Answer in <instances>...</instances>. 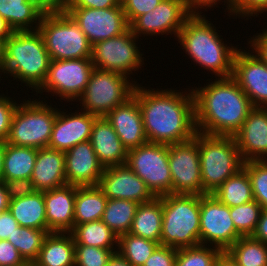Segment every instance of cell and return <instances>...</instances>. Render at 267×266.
Wrapping results in <instances>:
<instances>
[{"label":"cell","mask_w":267,"mask_h":266,"mask_svg":"<svg viewBox=\"0 0 267 266\" xmlns=\"http://www.w3.org/2000/svg\"><path fill=\"white\" fill-rule=\"evenodd\" d=\"M192 92L197 132L203 134L233 137L254 108L232 76Z\"/></svg>","instance_id":"7a4b0ae2"},{"label":"cell","mask_w":267,"mask_h":266,"mask_svg":"<svg viewBox=\"0 0 267 266\" xmlns=\"http://www.w3.org/2000/svg\"><path fill=\"white\" fill-rule=\"evenodd\" d=\"M262 210L261 205L255 200L243 205L230 207L232 221L237 232L242 237L252 236L260 220Z\"/></svg>","instance_id":"74e56055"},{"label":"cell","mask_w":267,"mask_h":266,"mask_svg":"<svg viewBox=\"0 0 267 266\" xmlns=\"http://www.w3.org/2000/svg\"><path fill=\"white\" fill-rule=\"evenodd\" d=\"M13 32V29L9 26L7 21L0 15V39L6 41Z\"/></svg>","instance_id":"680465c9"},{"label":"cell","mask_w":267,"mask_h":266,"mask_svg":"<svg viewBox=\"0 0 267 266\" xmlns=\"http://www.w3.org/2000/svg\"><path fill=\"white\" fill-rule=\"evenodd\" d=\"M211 194L228 207L243 205L254 200L248 173L243 168Z\"/></svg>","instance_id":"1f68e13d"},{"label":"cell","mask_w":267,"mask_h":266,"mask_svg":"<svg viewBox=\"0 0 267 266\" xmlns=\"http://www.w3.org/2000/svg\"><path fill=\"white\" fill-rule=\"evenodd\" d=\"M172 194L203 195L198 132L184 142L168 145Z\"/></svg>","instance_id":"8fae6325"},{"label":"cell","mask_w":267,"mask_h":266,"mask_svg":"<svg viewBox=\"0 0 267 266\" xmlns=\"http://www.w3.org/2000/svg\"><path fill=\"white\" fill-rule=\"evenodd\" d=\"M43 101H29L17 105L6 143L15 146L46 148L58 113Z\"/></svg>","instance_id":"ba28073f"},{"label":"cell","mask_w":267,"mask_h":266,"mask_svg":"<svg viewBox=\"0 0 267 266\" xmlns=\"http://www.w3.org/2000/svg\"><path fill=\"white\" fill-rule=\"evenodd\" d=\"M75 244L113 249L118 246V236L102 221H91L78 225L70 231Z\"/></svg>","instance_id":"d6a6232c"},{"label":"cell","mask_w":267,"mask_h":266,"mask_svg":"<svg viewBox=\"0 0 267 266\" xmlns=\"http://www.w3.org/2000/svg\"><path fill=\"white\" fill-rule=\"evenodd\" d=\"M115 249L75 244V266H107Z\"/></svg>","instance_id":"60d3db41"},{"label":"cell","mask_w":267,"mask_h":266,"mask_svg":"<svg viewBox=\"0 0 267 266\" xmlns=\"http://www.w3.org/2000/svg\"><path fill=\"white\" fill-rule=\"evenodd\" d=\"M162 196L138 205L130 234L160 243L162 232Z\"/></svg>","instance_id":"f1b7e54d"},{"label":"cell","mask_w":267,"mask_h":266,"mask_svg":"<svg viewBox=\"0 0 267 266\" xmlns=\"http://www.w3.org/2000/svg\"><path fill=\"white\" fill-rule=\"evenodd\" d=\"M18 227L20 225L9 210L0 213V240L12 238Z\"/></svg>","instance_id":"c3c4849f"},{"label":"cell","mask_w":267,"mask_h":266,"mask_svg":"<svg viewBox=\"0 0 267 266\" xmlns=\"http://www.w3.org/2000/svg\"><path fill=\"white\" fill-rule=\"evenodd\" d=\"M65 153L66 183L74 186H96L99 184L103 165L90 140L76 144Z\"/></svg>","instance_id":"ffe728a7"},{"label":"cell","mask_w":267,"mask_h":266,"mask_svg":"<svg viewBox=\"0 0 267 266\" xmlns=\"http://www.w3.org/2000/svg\"><path fill=\"white\" fill-rule=\"evenodd\" d=\"M215 266H239L236 261L225 251L217 257Z\"/></svg>","instance_id":"11a10c76"},{"label":"cell","mask_w":267,"mask_h":266,"mask_svg":"<svg viewBox=\"0 0 267 266\" xmlns=\"http://www.w3.org/2000/svg\"><path fill=\"white\" fill-rule=\"evenodd\" d=\"M127 76L94 68L83 95L79 98L85 112L104 117L133 96L136 85Z\"/></svg>","instance_id":"9c48e42d"},{"label":"cell","mask_w":267,"mask_h":266,"mask_svg":"<svg viewBox=\"0 0 267 266\" xmlns=\"http://www.w3.org/2000/svg\"><path fill=\"white\" fill-rule=\"evenodd\" d=\"M240 237L230 215V207L212 194L200 195V245L213 244L227 251Z\"/></svg>","instance_id":"5bb4252c"},{"label":"cell","mask_w":267,"mask_h":266,"mask_svg":"<svg viewBox=\"0 0 267 266\" xmlns=\"http://www.w3.org/2000/svg\"><path fill=\"white\" fill-rule=\"evenodd\" d=\"M168 145L146 142L128 150L126 164L155 197L172 194Z\"/></svg>","instance_id":"30bf717a"},{"label":"cell","mask_w":267,"mask_h":266,"mask_svg":"<svg viewBox=\"0 0 267 266\" xmlns=\"http://www.w3.org/2000/svg\"><path fill=\"white\" fill-rule=\"evenodd\" d=\"M59 111L52 128L48 148L65 152L76 144L90 140L97 116L85 111L69 113V115Z\"/></svg>","instance_id":"44dd1931"},{"label":"cell","mask_w":267,"mask_h":266,"mask_svg":"<svg viewBox=\"0 0 267 266\" xmlns=\"http://www.w3.org/2000/svg\"><path fill=\"white\" fill-rule=\"evenodd\" d=\"M159 245L155 241L125 233L118 237L117 250L132 266H142Z\"/></svg>","instance_id":"d590c367"},{"label":"cell","mask_w":267,"mask_h":266,"mask_svg":"<svg viewBox=\"0 0 267 266\" xmlns=\"http://www.w3.org/2000/svg\"><path fill=\"white\" fill-rule=\"evenodd\" d=\"M162 0H125L121 5L130 25L137 17L153 10Z\"/></svg>","instance_id":"b9f144b4"},{"label":"cell","mask_w":267,"mask_h":266,"mask_svg":"<svg viewBox=\"0 0 267 266\" xmlns=\"http://www.w3.org/2000/svg\"><path fill=\"white\" fill-rule=\"evenodd\" d=\"M98 186L108 199H126L141 204L155 198L126 163L105 168Z\"/></svg>","instance_id":"ac0fdd59"},{"label":"cell","mask_w":267,"mask_h":266,"mask_svg":"<svg viewBox=\"0 0 267 266\" xmlns=\"http://www.w3.org/2000/svg\"><path fill=\"white\" fill-rule=\"evenodd\" d=\"M48 230L18 227L12 238L7 240L19 251L27 263H33L39 256Z\"/></svg>","instance_id":"8d00e7d4"},{"label":"cell","mask_w":267,"mask_h":266,"mask_svg":"<svg viewBox=\"0 0 267 266\" xmlns=\"http://www.w3.org/2000/svg\"><path fill=\"white\" fill-rule=\"evenodd\" d=\"M44 13L41 7L30 0H0V15L13 31L37 30ZM34 23L36 28L32 27Z\"/></svg>","instance_id":"4316f807"},{"label":"cell","mask_w":267,"mask_h":266,"mask_svg":"<svg viewBox=\"0 0 267 266\" xmlns=\"http://www.w3.org/2000/svg\"><path fill=\"white\" fill-rule=\"evenodd\" d=\"M25 266H35L33 263H27Z\"/></svg>","instance_id":"be15d7a7"},{"label":"cell","mask_w":267,"mask_h":266,"mask_svg":"<svg viewBox=\"0 0 267 266\" xmlns=\"http://www.w3.org/2000/svg\"><path fill=\"white\" fill-rule=\"evenodd\" d=\"M226 252L239 266H267V244L251 236L240 237Z\"/></svg>","instance_id":"e575fe53"},{"label":"cell","mask_w":267,"mask_h":266,"mask_svg":"<svg viewBox=\"0 0 267 266\" xmlns=\"http://www.w3.org/2000/svg\"><path fill=\"white\" fill-rule=\"evenodd\" d=\"M90 142L104 168L126 163L128 150L105 117L95 119Z\"/></svg>","instance_id":"cb8c5ba5"},{"label":"cell","mask_w":267,"mask_h":266,"mask_svg":"<svg viewBox=\"0 0 267 266\" xmlns=\"http://www.w3.org/2000/svg\"><path fill=\"white\" fill-rule=\"evenodd\" d=\"M17 105L12 99L10 101L9 97L0 95V140L6 141L9 136L11 120Z\"/></svg>","instance_id":"ee69618b"},{"label":"cell","mask_w":267,"mask_h":266,"mask_svg":"<svg viewBox=\"0 0 267 266\" xmlns=\"http://www.w3.org/2000/svg\"><path fill=\"white\" fill-rule=\"evenodd\" d=\"M93 70L91 58L50 60L46 78L36 92L44 89L53 95L56 93L61 100H78L83 95Z\"/></svg>","instance_id":"7c38bea8"},{"label":"cell","mask_w":267,"mask_h":266,"mask_svg":"<svg viewBox=\"0 0 267 266\" xmlns=\"http://www.w3.org/2000/svg\"><path fill=\"white\" fill-rule=\"evenodd\" d=\"M50 60L91 58L92 45L66 12H45L37 29Z\"/></svg>","instance_id":"52a82bcc"},{"label":"cell","mask_w":267,"mask_h":266,"mask_svg":"<svg viewBox=\"0 0 267 266\" xmlns=\"http://www.w3.org/2000/svg\"><path fill=\"white\" fill-rule=\"evenodd\" d=\"M30 1L35 2L40 7V0H30Z\"/></svg>","instance_id":"6125c7cd"},{"label":"cell","mask_w":267,"mask_h":266,"mask_svg":"<svg viewBox=\"0 0 267 266\" xmlns=\"http://www.w3.org/2000/svg\"><path fill=\"white\" fill-rule=\"evenodd\" d=\"M191 15L186 0H162L153 10L137 17L130 24V29L138 37L141 34L168 35L171 32L178 37Z\"/></svg>","instance_id":"2e32d148"},{"label":"cell","mask_w":267,"mask_h":266,"mask_svg":"<svg viewBox=\"0 0 267 266\" xmlns=\"http://www.w3.org/2000/svg\"><path fill=\"white\" fill-rule=\"evenodd\" d=\"M198 145L203 194H211L242 169L244 161L232 136L198 132Z\"/></svg>","instance_id":"8992f818"},{"label":"cell","mask_w":267,"mask_h":266,"mask_svg":"<svg viewBox=\"0 0 267 266\" xmlns=\"http://www.w3.org/2000/svg\"><path fill=\"white\" fill-rule=\"evenodd\" d=\"M203 16V17H202ZM204 15L192 14L178 34L179 43L185 53L196 64L211 70L218 78L232 76L233 60L238 48L228 47L222 42L215 26Z\"/></svg>","instance_id":"3957f363"},{"label":"cell","mask_w":267,"mask_h":266,"mask_svg":"<svg viewBox=\"0 0 267 266\" xmlns=\"http://www.w3.org/2000/svg\"><path fill=\"white\" fill-rule=\"evenodd\" d=\"M8 210L21 227L47 230L44 192L10 200Z\"/></svg>","instance_id":"83f0119b"},{"label":"cell","mask_w":267,"mask_h":266,"mask_svg":"<svg viewBox=\"0 0 267 266\" xmlns=\"http://www.w3.org/2000/svg\"><path fill=\"white\" fill-rule=\"evenodd\" d=\"M70 0H40V7L45 12L65 11Z\"/></svg>","instance_id":"db71d44e"},{"label":"cell","mask_w":267,"mask_h":266,"mask_svg":"<svg viewBox=\"0 0 267 266\" xmlns=\"http://www.w3.org/2000/svg\"><path fill=\"white\" fill-rule=\"evenodd\" d=\"M160 245L175 249L200 245V195L162 196Z\"/></svg>","instance_id":"5b68a950"},{"label":"cell","mask_w":267,"mask_h":266,"mask_svg":"<svg viewBox=\"0 0 267 266\" xmlns=\"http://www.w3.org/2000/svg\"><path fill=\"white\" fill-rule=\"evenodd\" d=\"M251 237L267 244V209L262 210L260 220Z\"/></svg>","instance_id":"f5cc1de1"},{"label":"cell","mask_w":267,"mask_h":266,"mask_svg":"<svg viewBox=\"0 0 267 266\" xmlns=\"http://www.w3.org/2000/svg\"><path fill=\"white\" fill-rule=\"evenodd\" d=\"M31 180L36 191L39 192L49 191L67 184L65 153L48 147L37 149Z\"/></svg>","instance_id":"d4e9b609"},{"label":"cell","mask_w":267,"mask_h":266,"mask_svg":"<svg viewBox=\"0 0 267 266\" xmlns=\"http://www.w3.org/2000/svg\"><path fill=\"white\" fill-rule=\"evenodd\" d=\"M127 150L148 142L137 99L132 96L104 116Z\"/></svg>","instance_id":"7402d4cb"},{"label":"cell","mask_w":267,"mask_h":266,"mask_svg":"<svg viewBox=\"0 0 267 266\" xmlns=\"http://www.w3.org/2000/svg\"><path fill=\"white\" fill-rule=\"evenodd\" d=\"M65 11L78 24L92 46L119 36L130 28L120 4L104 9L67 7Z\"/></svg>","instance_id":"9a60e30c"},{"label":"cell","mask_w":267,"mask_h":266,"mask_svg":"<svg viewBox=\"0 0 267 266\" xmlns=\"http://www.w3.org/2000/svg\"><path fill=\"white\" fill-rule=\"evenodd\" d=\"M36 157V148L15 146L5 142L1 180L31 178Z\"/></svg>","instance_id":"4dcf8cb0"},{"label":"cell","mask_w":267,"mask_h":266,"mask_svg":"<svg viewBox=\"0 0 267 266\" xmlns=\"http://www.w3.org/2000/svg\"><path fill=\"white\" fill-rule=\"evenodd\" d=\"M5 142L3 140H0V180L2 177L3 172V156H4V149H5Z\"/></svg>","instance_id":"94428289"},{"label":"cell","mask_w":267,"mask_h":266,"mask_svg":"<svg viewBox=\"0 0 267 266\" xmlns=\"http://www.w3.org/2000/svg\"><path fill=\"white\" fill-rule=\"evenodd\" d=\"M108 198L98 186H76L74 225L101 220Z\"/></svg>","instance_id":"f546056e"},{"label":"cell","mask_w":267,"mask_h":266,"mask_svg":"<svg viewBox=\"0 0 267 266\" xmlns=\"http://www.w3.org/2000/svg\"><path fill=\"white\" fill-rule=\"evenodd\" d=\"M133 96L141 110L148 142L171 145L188 141L196 135L192 90L184 95L171 89L147 90L136 84Z\"/></svg>","instance_id":"6da1fadb"},{"label":"cell","mask_w":267,"mask_h":266,"mask_svg":"<svg viewBox=\"0 0 267 266\" xmlns=\"http://www.w3.org/2000/svg\"><path fill=\"white\" fill-rule=\"evenodd\" d=\"M27 262L8 240H0V266H25Z\"/></svg>","instance_id":"7dc6e473"},{"label":"cell","mask_w":267,"mask_h":266,"mask_svg":"<svg viewBox=\"0 0 267 266\" xmlns=\"http://www.w3.org/2000/svg\"><path fill=\"white\" fill-rule=\"evenodd\" d=\"M75 197L76 186L70 184L44 191L49 232H70L74 228Z\"/></svg>","instance_id":"603a6c76"},{"label":"cell","mask_w":267,"mask_h":266,"mask_svg":"<svg viewBox=\"0 0 267 266\" xmlns=\"http://www.w3.org/2000/svg\"><path fill=\"white\" fill-rule=\"evenodd\" d=\"M251 39L253 40H250L248 43L251 44L257 56L267 65V29L262 34L260 33Z\"/></svg>","instance_id":"f907efd6"},{"label":"cell","mask_w":267,"mask_h":266,"mask_svg":"<svg viewBox=\"0 0 267 266\" xmlns=\"http://www.w3.org/2000/svg\"><path fill=\"white\" fill-rule=\"evenodd\" d=\"M135 38L138 37L129 28L119 36L95 43L91 54L94 68L114 71L125 76L141 68L139 66L143 65V58Z\"/></svg>","instance_id":"4fadbf2b"},{"label":"cell","mask_w":267,"mask_h":266,"mask_svg":"<svg viewBox=\"0 0 267 266\" xmlns=\"http://www.w3.org/2000/svg\"><path fill=\"white\" fill-rule=\"evenodd\" d=\"M33 264L35 266H75V242L72 234L70 232L48 233L39 256Z\"/></svg>","instance_id":"484cf974"},{"label":"cell","mask_w":267,"mask_h":266,"mask_svg":"<svg viewBox=\"0 0 267 266\" xmlns=\"http://www.w3.org/2000/svg\"><path fill=\"white\" fill-rule=\"evenodd\" d=\"M264 11H267V0H232V13L236 16H255Z\"/></svg>","instance_id":"bcb514c9"},{"label":"cell","mask_w":267,"mask_h":266,"mask_svg":"<svg viewBox=\"0 0 267 266\" xmlns=\"http://www.w3.org/2000/svg\"><path fill=\"white\" fill-rule=\"evenodd\" d=\"M139 203L126 199H108L102 221L119 237L129 233Z\"/></svg>","instance_id":"836d02e7"},{"label":"cell","mask_w":267,"mask_h":266,"mask_svg":"<svg viewBox=\"0 0 267 266\" xmlns=\"http://www.w3.org/2000/svg\"><path fill=\"white\" fill-rule=\"evenodd\" d=\"M240 50L234 56L232 77L254 107L267 108V65L257 55Z\"/></svg>","instance_id":"e0dca14e"},{"label":"cell","mask_w":267,"mask_h":266,"mask_svg":"<svg viewBox=\"0 0 267 266\" xmlns=\"http://www.w3.org/2000/svg\"><path fill=\"white\" fill-rule=\"evenodd\" d=\"M107 266H132L118 251L110 257Z\"/></svg>","instance_id":"9f6ffc18"},{"label":"cell","mask_w":267,"mask_h":266,"mask_svg":"<svg viewBox=\"0 0 267 266\" xmlns=\"http://www.w3.org/2000/svg\"><path fill=\"white\" fill-rule=\"evenodd\" d=\"M218 1L220 0H186V4L191 14H201V13L196 12L199 8L201 9L203 8V6L204 8L213 7L212 5L215 6ZM226 2H227V8L229 7L228 11H230L229 13H231L232 12V0H226Z\"/></svg>","instance_id":"816d5d0a"},{"label":"cell","mask_w":267,"mask_h":266,"mask_svg":"<svg viewBox=\"0 0 267 266\" xmlns=\"http://www.w3.org/2000/svg\"><path fill=\"white\" fill-rule=\"evenodd\" d=\"M50 63L48 51L38 30L14 31L5 41L3 73L37 89L43 84Z\"/></svg>","instance_id":"277c9868"},{"label":"cell","mask_w":267,"mask_h":266,"mask_svg":"<svg viewBox=\"0 0 267 266\" xmlns=\"http://www.w3.org/2000/svg\"><path fill=\"white\" fill-rule=\"evenodd\" d=\"M177 249L159 245L142 266H175Z\"/></svg>","instance_id":"f6af8a7d"},{"label":"cell","mask_w":267,"mask_h":266,"mask_svg":"<svg viewBox=\"0 0 267 266\" xmlns=\"http://www.w3.org/2000/svg\"><path fill=\"white\" fill-rule=\"evenodd\" d=\"M10 199L6 193L3 181L0 180V213L8 210Z\"/></svg>","instance_id":"6f0895ef"},{"label":"cell","mask_w":267,"mask_h":266,"mask_svg":"<svg viewBox=\"0 0 267 266\" xmlns=\"http://www.w3.org/2000/svg\"><path fill=\"white\" fill-rule=\"evenodd\" d=\"M242 168L248 173L254 200L267 209V160L245 161Z\"/></svg>","instance_id":"ab89813d"},{"label":"cell","mask_w":267,"mask_h":266,"mask_svg":"<svg viewBox=\"0 0 267 266\" xmlns=\"http://www.w3.org/2000/svg\"><path fill=\"white\" fill-rule=\"evenodd\" d=\"M118 5L117 0H70L68 7L104 9Z\"/></svg>","instance_id":"681fc988"},{"label":"cell","mask_w":267,"mask_h":266,"mask_svg":"<svg viewBox=\"0 0 267 266\" xmlns=\"http://www.w3.org/2000/svg\"><path fill=\"white\" fill-rule=\"evenodd\" d=\"M4 50H5V41L3 39H0V72H3V67H4Z\"/></svg>","instance_id":"91938a15"},{"label":"cell","mask_w":267,"mask_h":266,"mask_svg":"<svg viewBox=\"0 0 267 266\" xmlns=\"http://www.w3.org/2000/svg\"><path fill=\"white\" fill-rule=\"evenodd\" d=\"M10 200L32 195L36 192L31 178L2 180Z\"/></svg>","instance_id":"7bdbcfd3"},{"label":"cell","mask_w":267,"mask_h":266,"mask_svg":"<svg viewBox=\"0 0 267 266\" xmlns=\"http://www.w3.org/2000/svg\"><path fill=\"white\" fill-rule=\"evenodd\" d=\"M117 1L121 5L125 0H117Z\"/></svg>","instance_id":"e7e4bbea"},{"label":"cell","mask_w":267,"mask_h":266,"mask_svg":"<svg viewBox=\"0 0 267 266\" xmlns=\"http://www.w3.org/2000/svg\"><path fill=\"white\" fill-rule=\"evenodd\" d=\"M222 251L205 245L177 249L175 266H215L217 257Z\"/></svg>","instance_id":"f35d334b"},{"label":"cell","mask_w":267,"mask_h":266,"mask_svg":"<svg viewBox=\"0 0 267 266\" xmlns=\"http://www.w3.org/2000/svg\"><path fill=\"white\" fill-rule=\"evenodd\" d=\"M233 137L244 162L267 160V108L254 107Z\"/></svg>","instance_id":"d6986e66"}]
</instances>
